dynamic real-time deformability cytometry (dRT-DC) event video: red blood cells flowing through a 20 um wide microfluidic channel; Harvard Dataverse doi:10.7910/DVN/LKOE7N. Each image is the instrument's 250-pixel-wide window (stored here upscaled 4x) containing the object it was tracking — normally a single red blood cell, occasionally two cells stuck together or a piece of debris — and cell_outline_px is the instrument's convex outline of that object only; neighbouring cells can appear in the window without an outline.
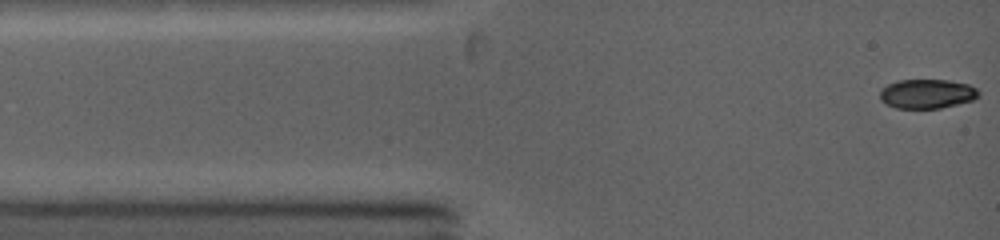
{"species": "common noctule bat (a hibernating species)", "species_latin": "Nyctalus noctula", "temperature_condition": "warm", "stored_images_in_passage": 12, "camera_frame_rate_fps": 5000, "um_per_image_px": 0.085, "animal": {"sex": "female", "body_mass_g": 19.0, "forearm_length_mm": 53.3}, "frame": {"image": 1, "passage_image": 1, "time_ms": 0.0, "image_size_px": [1000, 240], "cell_outline_px": [[980, 96], [972, 100], [940, 108], [896, 108], [884, 104], [880, 100], [880, 88], [896, 80], [948, 80], [968, 84], [976, 88], [980, 92]], "centroid_in_image_um": [78.76, 7.97], "position_along_channel_um": 6.2, "area_um2": 16.99}}
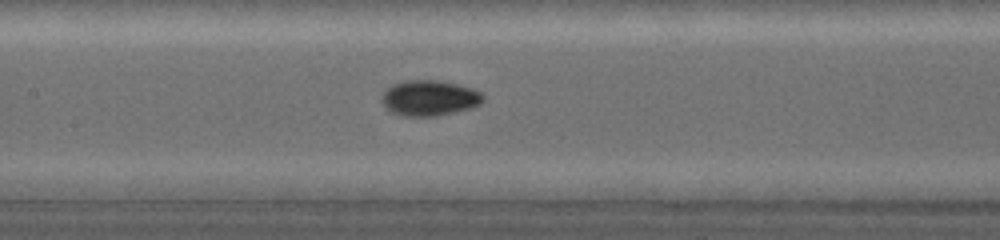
{"frame": {"image": 2, "passage_image": 10, "time_ms": 5.2, "image_size_px": [1000, 240], "cell_outline_px": [[484, 100], [480, 104], [472, 108], [436, 116], [404, 116], [392, 112], [384, 108], [380, 100], [380, 96], [392, 84], [408, 80], [432, 80], [456, 84], [472, 88], [480, 92], [484, 96]], "centroid_in_image_um": [36.47, 8.34], "position_along_channel_um": 170.9, "area_um2": 21.04}}